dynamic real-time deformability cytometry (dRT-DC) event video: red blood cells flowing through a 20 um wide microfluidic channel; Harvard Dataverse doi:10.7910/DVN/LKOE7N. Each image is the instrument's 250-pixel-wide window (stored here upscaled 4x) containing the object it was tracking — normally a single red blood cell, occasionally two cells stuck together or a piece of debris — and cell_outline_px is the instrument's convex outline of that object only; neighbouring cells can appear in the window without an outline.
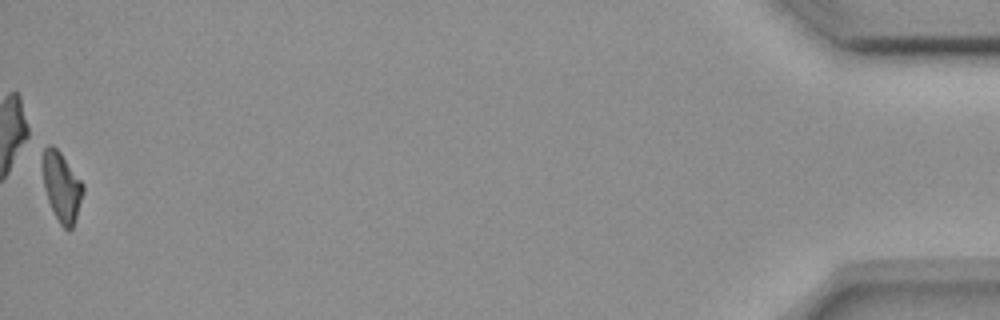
{"species": "common noctule bat (a hibernating species)", "species_latin": "Nyctalus noctula", "temperature_condition": "room temperature", "stored_images_in_passage": 54, "camera_frame_rate_fps": 3000, "um_per_image_px": 0.085, "animal": {"sex": "female", "body_mass_g": 18.4}, "frame": {"image": 1, "passage_image": 54, "time_ms": 17.667, "image_size_px": [1000, 320], "cell_outline_px": [[84, 192], [72, 228], [68, 232], [60, 224], [48, 200], [44, 188], [40, 164], [40, 160], [44, 148], [48, 144], [52, 144], [60, 152], [84, 184]], "centroid_in_image_um": [5.2, 15.82], "position_along_channel_um": 430.0, "area_um2": 16.59}, "authors_computed_cell_mechanics": {"area_um2": 17.34, "velocity_mm_per_s": 3.6669, "shape_relaxation_time_tau1_ms": 6.5589, "shape_relaxation_time_tau2_ms": null, "deformation_change_tau1": 0.1654, "deformation_change_tau2": null}}